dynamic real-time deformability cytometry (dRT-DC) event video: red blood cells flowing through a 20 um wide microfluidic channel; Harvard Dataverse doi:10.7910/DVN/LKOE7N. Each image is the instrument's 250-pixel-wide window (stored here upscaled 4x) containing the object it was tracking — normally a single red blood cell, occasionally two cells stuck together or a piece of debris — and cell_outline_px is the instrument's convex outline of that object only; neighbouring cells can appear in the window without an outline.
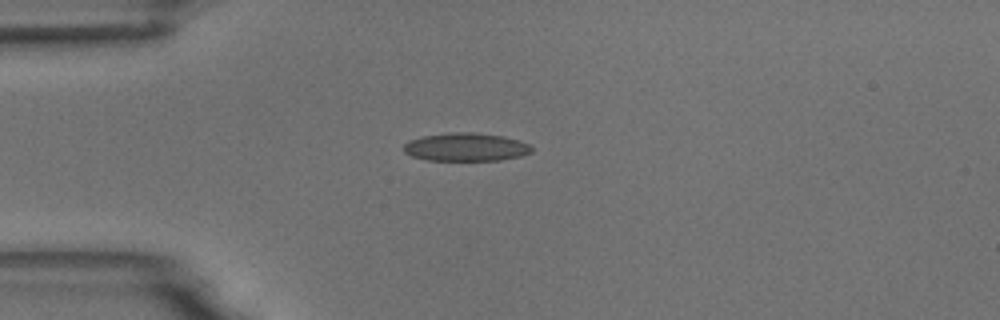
{"species": "common noctule bat (a hibernating species)", "species_latin": "Nyctalus noctula", "temperature_condition": "room temperature", "stored_images_in_passage": 6, "camera_frame_rate_fps": 3000, "um_per_image_px": 0.085, "animal": {"sex": "male", "body_mass_g": 18.8}, "frame": {"image": 1, "passage_image": 3, "time_ms": 2.333, "image_size_px": [1000, 320], "cell_outline_px": [[532, 152], [520, 156], [500, 160], [428, 160], [412, 156], [404, 152], [404, 144], [408, 140], [424, 136], [456, 132], [472, 132], [504, 136], [520, 140], [528, 144], [532, 148]], "centroid_in_image_um": [39.61, 12.5], "position_along_channel_um": 45.4, "area_um2": 20.92}}